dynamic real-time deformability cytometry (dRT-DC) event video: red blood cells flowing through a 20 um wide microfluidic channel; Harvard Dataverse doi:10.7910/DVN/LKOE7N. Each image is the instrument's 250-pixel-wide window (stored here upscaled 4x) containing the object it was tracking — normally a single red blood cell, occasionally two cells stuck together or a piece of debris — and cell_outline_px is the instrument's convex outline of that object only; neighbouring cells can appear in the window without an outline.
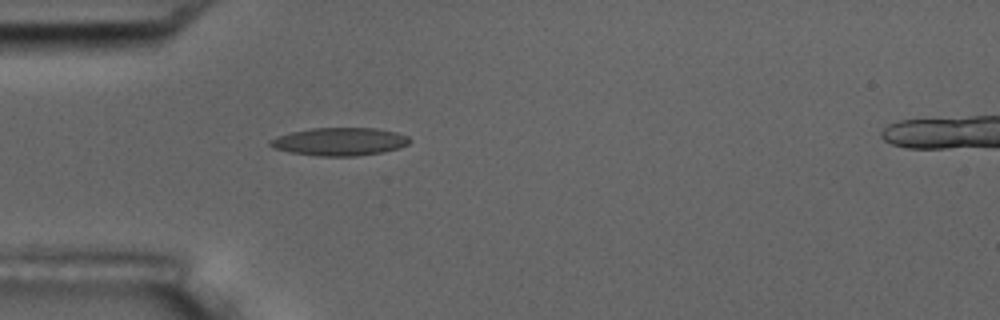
{"species": "common noctule bat (a hibernating species)", "species_latin": "Nyctalus noctula", "temperature_condition": "room temperature", "stored_images_in_passage": 1, "camera_frame_rate_fps": 3000, "um_per_image_px": 0.085, "animal": {"sex": "male", "body_mass_g": 17.5, "forearm_length_mm": 52.3}, "frame": {"image": 1, "passage_image": 1, "time_ms": 0.0, "image_size_px": [1000, 320], "cell_outline_px": [[412, 140], [408, 144], [400, 148], [380, 152], [356, 156], [320, 156], [292, 152], [272, 148], [268, 144], [268, 140], [276, 136], [292, 132], [312, 128], [376, 128], [396, 132], [408, 136]], "centroid_in_image_um": [28.86, 12.03], "position_along_channel_um": 56.1, "area_um2": 22.72}}